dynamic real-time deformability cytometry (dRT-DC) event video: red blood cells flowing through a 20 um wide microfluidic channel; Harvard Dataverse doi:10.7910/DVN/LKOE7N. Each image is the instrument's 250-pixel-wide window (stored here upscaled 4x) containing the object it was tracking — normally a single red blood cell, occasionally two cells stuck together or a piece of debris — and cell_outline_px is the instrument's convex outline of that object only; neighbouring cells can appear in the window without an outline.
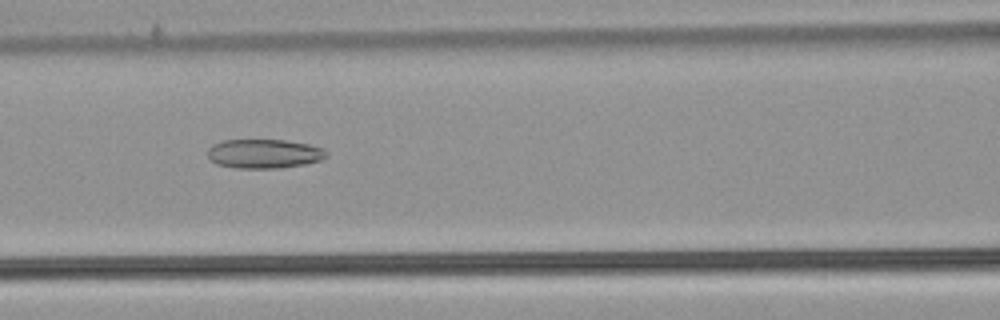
{"species": "common noctule bat (a hibernating species)", "species_latin": "Nyctalus noctula", "temperature_condition": "warm", "stored_images_in_passage": 51, "camera_frame_rate_fps": 3000, "um_per_image_px": 0.085, "animal": {"sex": "male", "body_mass_g": 21.5, "forearm_length_mm": 52.0}, "frame": {"image": 1, "passage_image": 22, "time_ms": 7.0, "image_size_px": [1000, 320], "cell_outline_px": [[328, 156], [320, 160], [304, 164], [280, 168], [236, 168], [216, 164], [208, 156], [208, 148], [212, 144], [224, 140], [284, 140], [308, 144], [320, 148], [328, 152]], "centroid_in_image_um": [22.43, 13.06], "position_along_channel_um": 144.2, "area_um2": 20.11}}
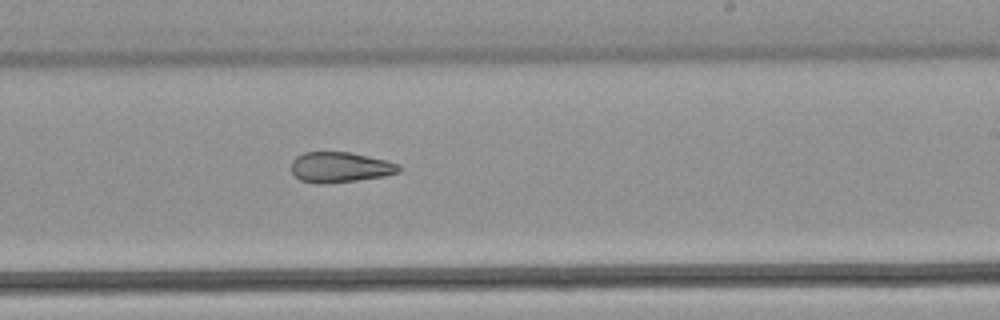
{"frame": {"image": 2, "passage_image": 31, "time_ms": 10.0, "image_size_px": [1000, 320], "cell_outline_px": [[400, 172], [384, 176], [356, 180], [324, 184], [316, 184], [300, 180], [292, 172], [292, 160], [296, 156], [304, 152], [352, 152], [388, 160], [400, 164]], "centroid_in_image_um": [28.92, 14.21], "position_along_channel_um": 260.1, "area_um2": 19.25}}
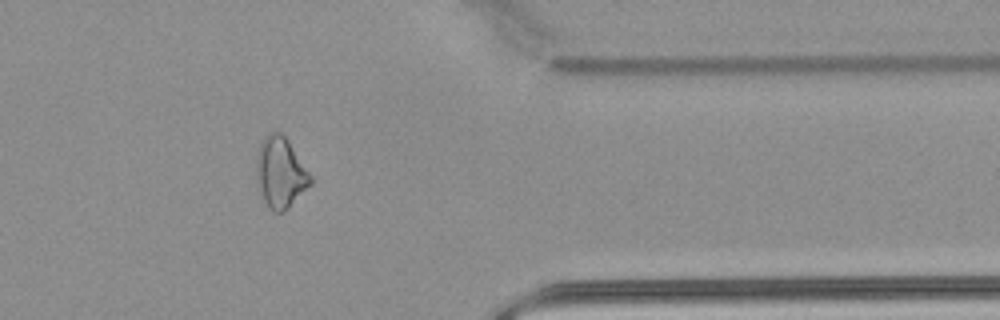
{"frame": {"image": 3, "passage_image": 42, "time_ms": 13.667, "image_size_px": [1000, 320], "cell_outline_px": [[312, 184], [284, 212], [272, 212], [268, 208], [264, 200], [256, 180], [256, 156], [260, 144], [264, 136], [268, 132], [280, 132], [288, 140], [312, 176]], "centroid_in_image_um": [23.83, 14.67], "position_along_channel_um": 387.6, "area_um2": 22.43}, "authors_computed_cell_mechanics": {"area_um2": 22.831, "velocity_mm_per_s": 3.8757, "shape_relaxation_time_tau1_ms": null, "shape_relaxation_time_tau2_ms": 4.2527, "deformation_change_tau1": null, "deformation_change_tau2": 0.1365}}